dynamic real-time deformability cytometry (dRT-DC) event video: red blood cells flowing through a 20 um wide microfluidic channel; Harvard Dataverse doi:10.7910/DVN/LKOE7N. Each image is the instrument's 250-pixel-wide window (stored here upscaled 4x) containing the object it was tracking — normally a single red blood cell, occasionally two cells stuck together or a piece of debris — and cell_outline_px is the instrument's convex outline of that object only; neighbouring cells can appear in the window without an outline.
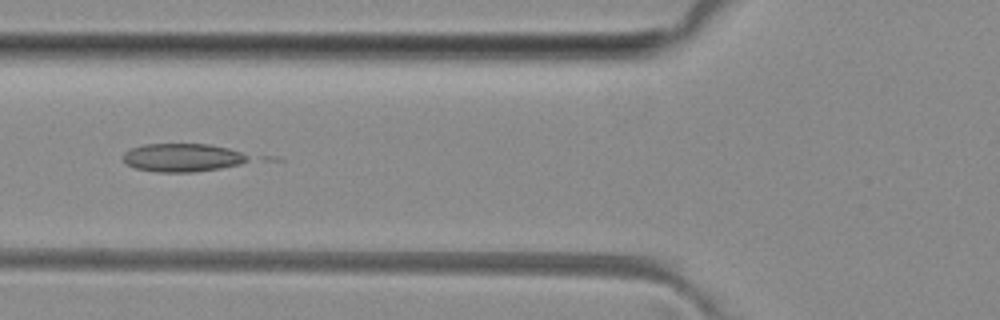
{"species": "common noctule bat (a hibernating species)", "species_latin": "Nyctalus noctula", "temperature_condition": "room temperature", "stored_images_in_passage": 6, "camera_frame_rate_fps": 3000, "um_per_image_px": 0.085, "animal": {"sex": "female", "body_mass_g": 29.2, "forearm_length_mm": 56.3}, "frame": {"image": 1, "passage_image": 6, "time_ms": 5.667, "image_size_px": [1000, 320], "cell_outline_px": [[248, 160], [240, 164], [220, 168], [192, 172], [156, 172], [136, 168], [128, 164], [124, 160], [124, 152], [132, 148], [144, 144], [208, 144], [228, 148], [240, 152], [248, 156]], "centroid_in_image_um": [15.5, 13.39], "position_along_channel_um": 110.3, "area_um2": 20.4}}